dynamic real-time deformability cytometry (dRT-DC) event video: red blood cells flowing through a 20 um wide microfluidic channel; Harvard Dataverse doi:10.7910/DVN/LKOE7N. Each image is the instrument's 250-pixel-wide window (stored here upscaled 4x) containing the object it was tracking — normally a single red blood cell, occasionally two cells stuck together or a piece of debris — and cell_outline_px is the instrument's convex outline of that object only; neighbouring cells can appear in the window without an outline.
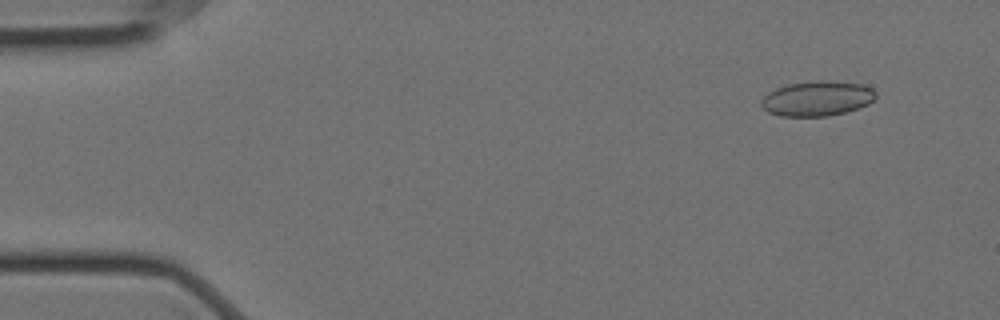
{"species": "Egyptian fruit bat (a non-hibernating species)", "species_latin": "Rousettus aegyptiacus", "temperature_condition": "cold", "stored_images_in_passage": 57, "camera_frame_rate_fps": 3000, "um_per_image_px": 0.085, "animal": {"sex": "female"}, "frame": {"image": 1, "passage_image": 5, "time_ms": 1.333, "image_size_px": [1000, 320], "cell_outline_px": [[876, 96], [868, 104], [844, 112], [828, 116], [780, 116], [768, 112], [760, 104], [760, 100], [768, 92], [776, 88], [788, 84], [816, 80], [828, 80], [864, 84], [872, 88], [876, 92]], "centroid_in_image_um": [69.44, 8.36], "position_along_channel_um": 15.6, "area_um2": 23.41}}
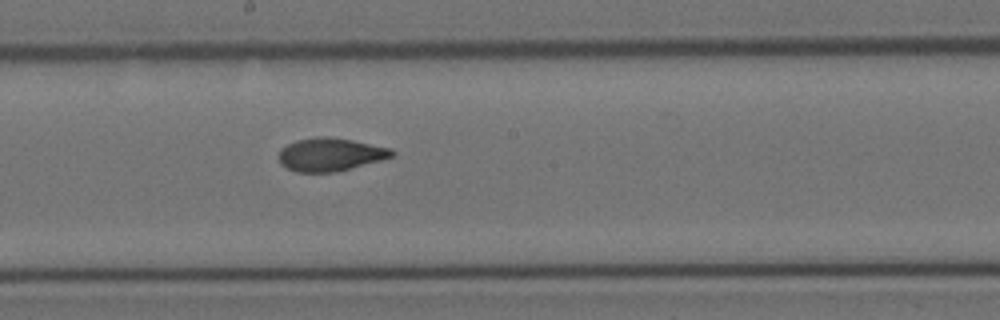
{"frame": {"image": 2, "passage_image": 31, "time_ms": 10.0, "image_size_px": [1000, 320], "cell_outline_px": [[396, 152], [392, 156], [380, 160], [336, 172], [296, 172], [280, 164], [280, 148], [296, 140], [316, 136], [328, 136], [352, 140], [392, 148]], "centroid_in_image_um": [28.07, 13.12], "position_along_channel_um": 220.1, "area_um2": 21.79}}
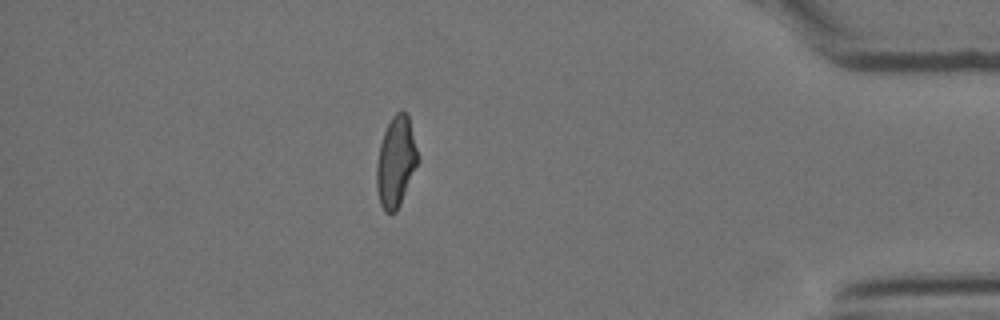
{"frame": {"image": 3, "passage_image": 50, "time_ms": 16.333, "image_size_px": [1000, 320], "cell_outline_px": [[420, 160], [400, 204], [396, 212], [392, 216], [384, 212], [380, 204], [376, 188], [376, 164], [380, 144], [384, 132], [392, 116], [396, 112], [408, 112]], "centroid_in_image_um": [33.65, 13.79], "position_along_channel_um": 401.5, "area_um2": 22.14}, "authors_computed_cell_mechanics": {"area_um2": 22.253, "velocity_mm_per_s": 3.5154, "shape_relaxation_time_tau1_ms": 5.4489, "shape_relaxation_time_tau2_ms": 2.1712, "deformation_change_tau1": 0.1578, "deformation_change_tau2": 0.0845}}